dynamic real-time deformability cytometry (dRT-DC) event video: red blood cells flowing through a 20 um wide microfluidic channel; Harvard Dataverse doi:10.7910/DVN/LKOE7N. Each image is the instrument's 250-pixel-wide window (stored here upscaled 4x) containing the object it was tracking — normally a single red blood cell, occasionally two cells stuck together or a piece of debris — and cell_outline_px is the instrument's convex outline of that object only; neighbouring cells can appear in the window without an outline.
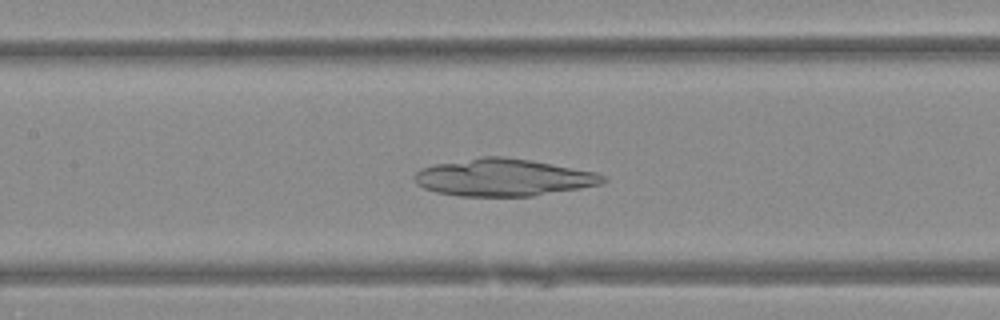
{"species": "Egyptian fruit bat (a non-hibernating species)", "species_latin": "Rousettus aegyptiacus", "temperature_condition": "warm", "stored_images_in_passage": 50, "camera_frame_rate_fps": 3000, "um_per_image_px": 0.085, "animal": {"sex": "female"}, "frame": {"image": 1, "passage_image": 24, "time_ms": 7.667, "image_size_px": [1000, 320], "cell_outline_px": [[608, 180], [604, 184], [532, 196], [460, 196], [436, 192], [424, 188], [416, 184], [412, 176], [416, 172], [424, 168], [436, 164], [484, 156], [504, 156], [528, 160], [596, 172], [604, 176]], "centroid_in_image_um": [42.79, 15.09], "position_along_channel_um": 164.6, "area_um2": 40.69}}
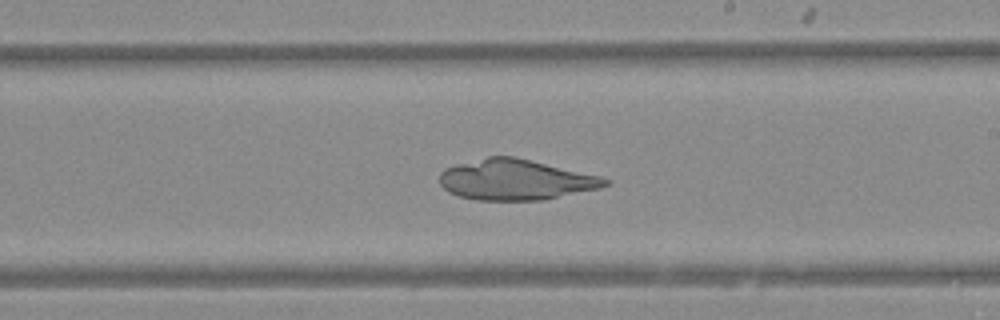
{"frame": {"image": 2, "passage_image": 30, "time_ms": 9.667, "image_size_px": [1000, 320], "cell_outline_px": [[612, 184], [600, 188], [544, 200], [476, 200], [460, 196], [448, 192], [440, 184], [440, 172], [444, 168], [456, 164], [488, 156], [516, 156], [600, 176], [612, 180]], "centroid_in_image_um": [43.85, 15.27], "position_along_channel_um": 245.2, "area_um2": 39.42}}
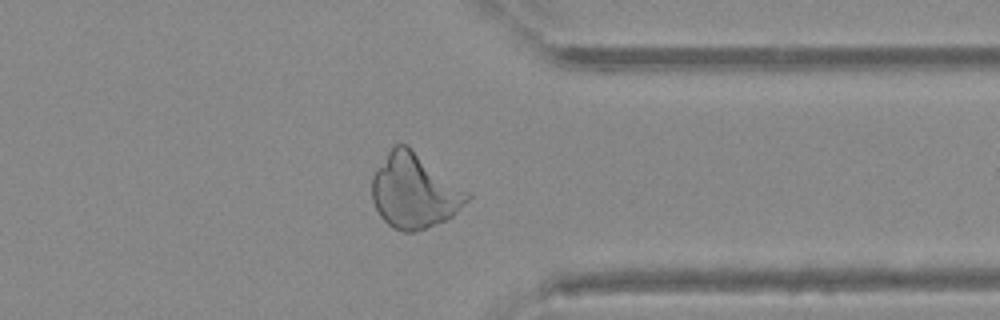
{"frame": {"image": 3, "passage_image": 40, "time_ms": 13.0, "image_size_px": [1000, 320], "cell_outline_px": [[472, 196], [452, 216], [444, 220], [424, 228], [412, 232], [404, 232], [392, 228], [380, 216], [372, 200], [372, 176], [392, 144], [404, 144], [472, 192]], "centroid_in_image_um": [35.22, 16.24], "position_along_channel_um": 376.2, "area_um2": 41.15}}